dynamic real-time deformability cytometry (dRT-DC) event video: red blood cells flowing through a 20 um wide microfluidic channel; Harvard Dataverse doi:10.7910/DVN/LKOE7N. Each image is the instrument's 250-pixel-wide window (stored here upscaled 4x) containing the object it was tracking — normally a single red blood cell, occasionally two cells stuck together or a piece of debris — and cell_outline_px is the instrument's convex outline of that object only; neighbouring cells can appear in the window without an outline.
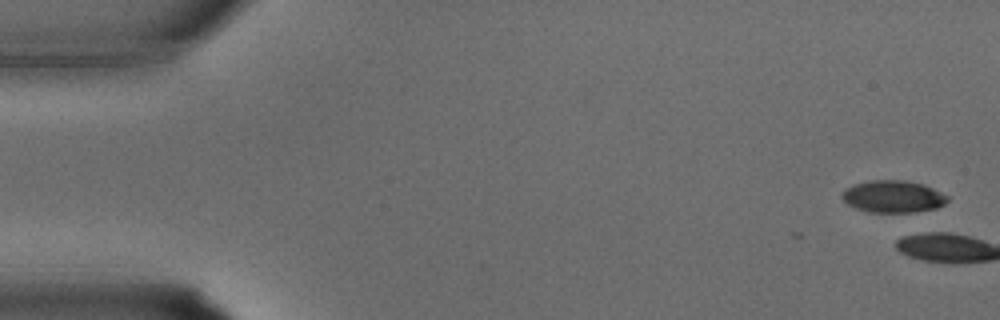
{"species": "common noctule bat (a hibernating species)", "species_latin": "Nyctalus noctula", "temperature_condition": "warm", "stored_images_in_passage": 2, "camera_frame_rate_fps": 3000, "um_per_image_px": 0.085, "animal": {"sex": "male", "body_mass_g": 15.6}, "frame": {"image": 1, "passage_image": 1, "time_ms": 0.0, "image_size_px": [1000, 320], "cell_outline_px": [[948, 200], [944, 204], [936, 208], [916, 212], [868, 212], [856, 208], [848, 204], [840, 196], [844, 188], [852, 184], [868, 180], [904, 180], [924, 184], [948, 196]], "centroid_in_image_um": [75.88, 16.69], "position_along_channel_um": 9.1, "area_um2": 19.88}}